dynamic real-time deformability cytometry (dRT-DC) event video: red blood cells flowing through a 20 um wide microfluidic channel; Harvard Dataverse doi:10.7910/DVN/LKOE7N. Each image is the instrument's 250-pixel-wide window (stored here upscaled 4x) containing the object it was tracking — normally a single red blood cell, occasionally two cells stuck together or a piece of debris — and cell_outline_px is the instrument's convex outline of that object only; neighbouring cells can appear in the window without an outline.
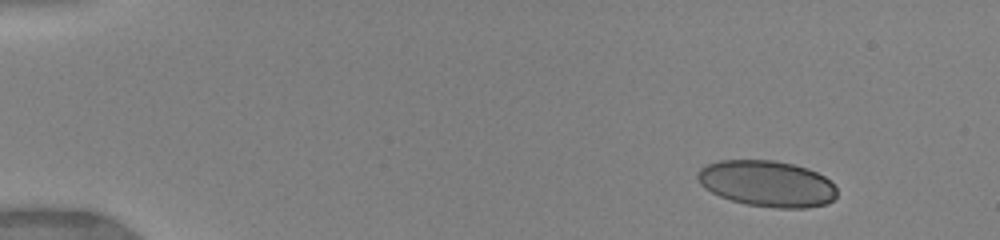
{"species": "human", "species_latin": "Homo sapiens", "temperature_condition": "warm", "stored_images_in_passage": 26, "camera_frame_rate_fps": 3000, "um_per_image_px": 0.085, "donor": {"sex": "female"}, "frame": {"image": 1, "passage_image": 1, "time_ms": 0.0, "image_size_px": [1000, 240], "cell_outline_px": [[836, 196], [828, 204], [808, 208], [776, 208], [748, 204], [732, 200], [720, 196], [704, 188], [700, 184], [696, 176], [696, 172], [704, 164], [720, 160], [772, 160], [792, 164], [808, 168], [824, 176], [836, 188]], "centroid_in_image_um": [65.17, 15.6], "position_along_channel_um": 19.8, "area_um2": 37.57}}
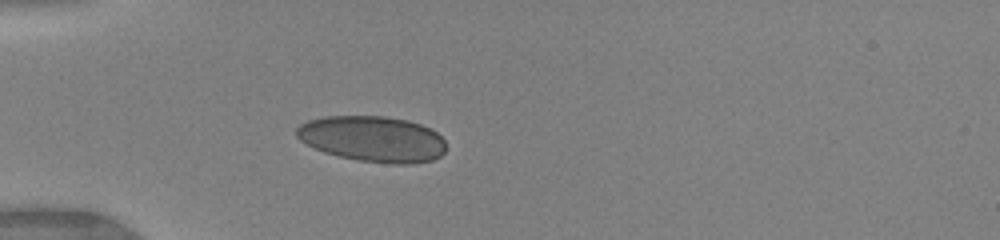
{"frame": {"image": 2, "passage_image": 9, "time_ms": 3.333, "image_size_px": [1000, 240], "cell_outline_px": [[444, 152], [440, 156], [432, 160], [412, 164], [396, 164], [360, 160], [340, 156], [324, 152], [300, 140], [296, 136], [296, 128], [300, 124], [308, 120], [324, 116], [384, 116], [408, 120], [420, 124], [436, 132], [444, 140]], "centroid_in_image_um": [31.67, 11.8], "position_along_channel_um": 53.3, "area_um2": 39.71}}
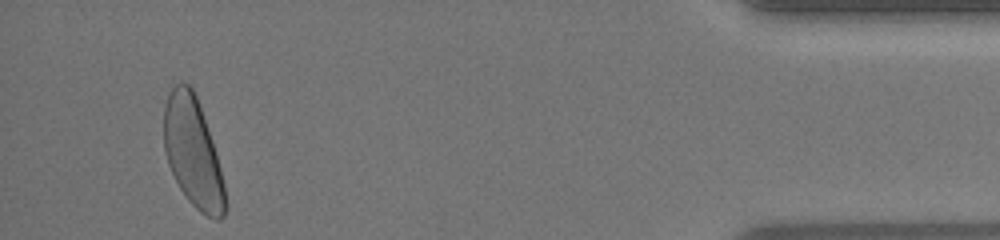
{"frame": {"image": 3, "passage_image": 26, "time_ms": 14.333, "image_size_px": [1000, 240], "cell_outline_px": [[228, 208], [224, 216], [220, 220], [216, 220], [200, 212], [188, 200], [180, 188], [168, 164], [164, 148], [164, 108], [168, 96], [172, 88], [176, 84], [188, 84], [192, 88], [196, 96], [212, 140], [216, 152], [224, 184], [228, 204]], "centroid_in_image_um": [16.42, 13.02], "position_along_channel_um": 418.8, "area_um2": 38.9}, "authors_computed_cell_mechanics": {"area_um2": 38.0035, "velocity_mm_per_s": 3.9968, "shape_relaxation_time_tau1_ms": 3.1555, "shape_relaxation_time_tau2_ms": null, "deformation_change_tau1": 0.1014, "deformation_change_tau2": null}}